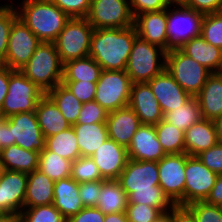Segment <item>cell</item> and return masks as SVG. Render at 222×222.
<instances>
[{"instance_id": "cell-56", "label": "cell", "mask_w": 222, "mask_h": 222, "mask_svg": "<svg viewBox=\"0 0 222 222\" xmlns=\"http://www.w3.org/2000/svg\"><path fill=\"white\" fill-rule=\"evenodd\" d=\"M104 222H128L125 212L105 215Z\"/></svg>"}, {"instance_id": "cell-59", "label": "cell", "mask_w": 222, "mask_h": 222, "mask_svg": "<svg viewBox=\"0 0 222 222\" xmlns=\"http://www.w3.org/2000/svg\"><path fill=\"white\" fill-rule=\"evenodd\" d=\"M154 222H172L171 221V210L163 213L159 218H157Z\"/></svg>"}, {"instance_id": "cell-10", "label": "cell", "mask_w": 222, "mask_h": 222, "mask_svg": "<svg viewBox=\"0 0 222 222\" xmlns=\"http://www.w3.org/2000/svg\"><path fill=\"white\" fill-rule=\"evenodd\" d=\"M202 19L203 14L185 7L181 2H173L168 7L167 19L170 50L179 48L191 38L200 35Z\"/></svg>"}, {"instance_id": "cell-22", "label": "cell", "mask_w": 222, "mask_h": 222, "mask_svg": "<svg viewBox=\"0 0 222 222\" xmlns=\"http://www.w3.org/2000/svg\"><path fill=\"white\" fill-rule=\"evenodd\" d=\"M141 125L139 117L129 106L108 112L106 126L109 139L126 148Z\"/></svg>"}, {"instance_id": "cell-8", "label": "cell", "mask_w": 222, "mask_h": 222, "mask_svg": "<svg viewBox=\"0 0 222 222\" xmlns=\"http://www.w3.org/2000/svg\"><path fill=\"white\" fill-rule=\"evenodd\" d=\"M166 69L173 79L191 96H196L211 72L179 48L166 52Z\"/></svg>"}, {"instance_id": "cell-57", "label": "cell", "mask_w": 222, "mask_h": 222, "mask_svg": "<svg viewBox=\"0 0 222 222\" xmlns=\"http://www.w3.org/2000/svg\"><path fill=\"white\" fill-rule=\"evenodd\" d=\"M213 123L215 126L217 143L222 144V116L214 119Z\"/></svg>"}, {"instance_id": "cell-3", "label": "cell", "mask_w": 222, "mask_h": 222, "mask_svg": "<svg viewBox=\"0 0 222 222\" xmlns=\"http://www.w3.org/2000/svg\"><path fill=\"white\" fill-rule=\"evenodd\" d=\"M18 6V18L41 42H54L70 20L51 0H23Z\"/></svg>"}, {"instance_id": "cell-18", "label": "cell", "mask_w": 222, "mask_h": 222, "mask_svg": "<svg viewBox=\"0 0 222 222\" xmlns=\"http://www.w3.org/2000/svg\"><path fill=\"white\" fill-rule=\"evenodd\" d=\"M147 83L163 114L182 107L192 97L173 79L166 68Z\"/></svg>"}, {"instance_id": "cell-15", "label": "cell", "mask_w": 222, "mask_h": 222, "mask_svg": "<svg viewBox=\"0 0 222 222\" xmlns=\"http://www.w3.org/2000/svg\"><path fill=\"white\" fill-rule=\"evenodd\" d=\"M6 119L10 123L15 145L38 152L46 148V137L42 134L35 112L13 114Z\"/></svg>"}, {"instance_id": "cell-43", "label": "cell", "mask_w": 222, "mask_h": 222, "mask_svg": "<svg viewBox=\"0 0 222 222\" xmlns=\"http://www.w3.org/2000/svg\"><path fill=\"white\" fill-rule=\"evenodd\" d=\"M125 214L128 222H154L163 212L146 204L128 203Z\"/></svg>"}, {"instance_id": "cell-14", "label": "cell", "mask_w": 222, "mask_h": 222, "mask_svg": "<svg viewBox=\"0 0 222 222\" xmlns=\"http://www.w3.org/2000/svg\"><path fill=\"white\" fill-rule=\"evenodd\" d=\"M217 176L197 156L186 154L184 206L195 201H205Z\"/></svg>"}, {"instance_id": "cell-19", "label": "cell", "mask_w": 222, "mask_h": 222, "mask_svg": "<svg viewBox=\"0 0 222 222\" xmlns=\"http://www.w3.org/2000/svg\"><path fill=\"white\" fill-rule=\"evenodd\" d=\"M104 180H118L128 161L127 148L107 139L91 156Z\"/></svg>"}, {"instance_id": "cell-36", "label": "cell", "mask_w": 222, "mask_h": 222, "mask_svg": "<svg viewBox=\"0 0 222 222\" xmlns=\"http://www.w3.org/2000/svg\"><path fill=\"white\" fill-rule=\"evenodd\" d=\"M163 119L185 132L202 119L197 97L192 96L182 107H177L165 113Z\"/></svg>"}, {"instance_id": "cell-49", "label": "cell", "mask_w": 222, "mask_h": 222, "mask_svg": "<svg viewBox=\"0 0 222 222\" xmlns=\"http://www.w3.org/2000/svg\"><path fill=\"white\" fill-rule=\"evenodd\" d=\"M101 187L102 180L79 183V196L84 207H96Z\"/></svg>"}, {"instance_id": "cell-40", "label": "cell", "mask_w": 222, "mask_h": 222, "mask_svg": "<svg viewBox=\"0 0 222 222\" xmlns=\"http://www.w3.org/2000/svg\"><path fill=\"white\" fill-rule=\"evenodd\" d=\"M0 6V64L5 60L11 26L18 18L17 7L12 2Z\"/></svg>"}, {"instance_id": "cell-5", "label": "cell", "mask_w": 222, "mask_h": 222, "mask_svg": "<svg viewBox=\"0 0 222 222\" xmlns=\"http://www.w3.org/2000/svg\"><path fill=\"white\" fill-rule=\"evenodd\" d=\"M165 58L166 51L163 48L137 36L132 45L126 73L133 84L149 82L165 69Z\"/></svg>"}, {"instance_id": "cell-24", "label": "cell", "mask_w": 222, "mask_h": 222, "mask_svg": "<svg viewBox=\"0 0 222 222\" xmlns=\"http://www.w3.org/2000/svg\"><path fill=\"white\" fill-rule=\"evenodd\" d=\"M196 97L202 119L214 120L222 116V72L211 73Z\"/></svg>"}, {"instance_id": "cell-25", "label": "cell", "mask_w": 222, "mask_h": 222, "mask_svg": "<svg viewBox=\"0 0 222 222\" xmlns=\"http://www.w3.org/2000/svg\"><path fill=\"white\" fill-rule=\"evenodd\" d=\"M53 193V205L65 219L77 214L84 208L79 196V183L71 177L56 181Z\"/></svg>"}, {"instance_id": "cell-37", "label": "cell", "mask_w": 222, "mask_h": 222, "mask_svg": "<svg viewBox=\"0 0 222 222\" xmlns=\"http://www.w3.org/2000/svg\"><path fill=\"white\" fill-rule=\"evenodd\" d=\"M157 138L166 155L185 153V132L162 119L154 125Z\"/></svg>"}, {"instance_id": "cell-13", "label": "cell", "mask_w": 222, "mask_h": 222, "mask_svg": "<svg viewBox=\"0 0 222 222\" xmlns=\"http://www.w3.org/2000/svg\"><path fill=\"white\" fill-rule=\"evenodd\" d=\"M41 41L17 18L10 29L7 55L1 63L11 70H20L31 58Z\"/></svg>"}, {"instance_id": "cell-46", "label": "cell", "mask_w": 222, "mask_h": 222, "mask_svg": "<svg viewBox=\"0 0 222 222\" xmlns=\"http://www.w3.org/2000/svg\"><path fill=\"white\" fill-rule=\"evenodd\" d=\"M70 18H86L91 0H51Z\"/></svg>"}, {"instance_id": "cell-55", "label": "cell", "mask_w": 222, "mask_h": 222, "mask_svg": "<svg viewBox=\"0 0 222 222\" xmlns=\"http://www.w3.org/2000/svg\"><path fill=\"white\" fill-rule=\"evenodd\" d=\"M9 85V67L0 64V110L3 106Z\"/></svg>"}, {"instance_id": "cell-2", "label": "cell", "mask_w": 222, "mask_h": 222, "mask_svg": "<svg viewBox=\"0 0 222 222\" xmlns=\"http://www.w3.org/2000/svg\"><path fill=\"white\" fill-rule=\"evenodd\" d=\"M136 37L134 25L128 28L94 29L89 56L102 70L126 71Z\"/></svg>"}, {"instance_id": "cell-34", "label": "cell", "mask_w": 222, "mask_h": 222, "mask_svg": "<svg viewBox=\"0 0 222 222\" xmlns=\"http://www.w3.org/2000/svg\"><path fill=\"white\" fill-rule=\"evenodd\" d=\"M46 148L72 162L81 157L73 127L47 137Z\"/></svg>"}, {"instance_id": "cell-45", "label": "cell", "mask_w": 222, "mask_h": 222, "mask_svg": "<svg viewBox=\"0 0 222 222\" xmlns=\"http://www.w3.org/2000/svg\"><path fill=\"white\" fill-rule=\"evenodd\" d=\"M62 83L83 103L94 101L96 83L90 81H62Z\"/></svg>"}, {"instance_id": "cell-44", "label": "cell", "mask_w": 222, "mask_h": 222, "mask_svg": "<svg viewBox=\"0 0 222 222\" xmlns=\"http://www.w3.org/2000/svg\"><path fill=\"white\" fill-rule=\"evenodd\" d=\"M107 116L108 112L96 101L83 103L76 124L106 123Z\"/></svg>"}, {"instance_id": "cell-17", "label": "cell", "mask_w": 222, "mask_h": 222, "mask_svg": "<svg viewBox=\"0 0 222 222\" xmlns=\"http://www.w3.org/2000/svg\"><path fill=\"white\" fill-rule=\"evenodd\" d=\"M168 8L160 11L146 12L134 17L137 36L141 39L170 50L167 32Z\"/></svg>"}, {"instance_id": "cell-61", "label": "cell", "mask_w": 222, "mask_h": 222, "mask_svg": "<svg viewBox=\"0 0 222 222\" xmlns=\"http://www.w3.org/2000/svg\"><path fill=\"white\" fill-rule=\"evenodd\" d=\"M172 2H181L182 0H171Z\"/></svg>"}, {"instance_id": "cell-32", "label": "cell", "mask_w": 222, "mask_h": 222, "mask_svg": "<svg viewBox=\"0 0 222 222\" xmlns=\"http://www.w3.org/2000/svg\"><path fill=\"white\" fill-rule=\"evenodd\" d=\"M102 68L90 56L74 59L63 64V80L62 81H90L99 80Z\"/></svg>"}, {"instance_id": "cell-38", "label": "cell", "mask_w": 222, "mask_h": 222, "mask_svg": "<svg viewBox=\"0 0 222 222\" xmlns=\"http://www.w3.org/2000/svg\"><path fill=\"white\" fill-rule=\"evenodd\" d=\"M19 218L20 222H66L53 204L24 207L19 213Z\"/></svg>"}, {"instance_id": "cell-47", "label": "cell", "mask_w": 222, "mask_h": 222, "mask_svg": "<svg viewBox=\"0 0 222 222\" xmlns=\"http://www.w3.org/2000/svg\"><path fill=\"white\" fill-rule=\"evenodd\" d=\"M200 161L217 175L222 174V144L216 143L213 147L197 155Z\"/></svg>"}, {"instance_id": "cell-42", "label": "cell", "mask_w": 222, "mask_h": 222, "mask_svg": "<svg viewBox=\"0 0 222 222\" xmlns=\"http://www.w3.org/2000/svg\"><path fill=\"white\" fill-rule=\"evenodd\" d=\"M187 207L193 212L196 222H222L221 206L206 201H195Z\"/></svg>"}, {"instance_id": "cell-27", "label": "cell", "mask_w": 222, "mask_h": 222, "mask_svg": "<svg viewBox=\"0 0 222 222\" xmlns=\"http://www.w3.org/2000/svg\"><path fill=\"white\" fill-rule=\"evenodd\" d=\"M35 113L42 134L46 138L72 127L47 94L37 103Z\"/></svg>"}, {"instance_id": "cell-12", "label": "cell", "mask_w": 222, "mask_h": 222, "mask_svg": "<svg viewBox=\"0 0 222 222\" xmlns=\"http://www.w3.org/2000/svg\"><path fill=\"white\" fill-rule=\"evenodd\" d=\"M186 153L165 155L158 161L159 186L174 205L184 206Z\"/></svg>"}, {"instance_id": "cell-52", "label": "cell", "mask_w": 222, "mask_h": 222, "mask_svg": "<svg viewBox=\"0 0 222 222\" xmlns=\"http://www.w3.org/2000/svg\"><path fill=\"white\" fill-rule=\"evenodd\" d=\"M172 222H196L193 212L183 205H174L171 208Z\"/></svg>"}, {"instance_id": "cell-33", "label": "cell", "mask_w": 222, "mask_h": 222, "mask_svg": "<svg viewBox=\"0 0 222 222\" xmlns=\"http://www.w3.org/2000/svg\"><path fill=\"white\" fill-rule=\"evenodd\" d=\"M46 94L57 105L63 117L71 126L77 123L82 102L63 83L58 84Z\"/></svg>"}, {"instance_id": "cell-6", "label": "cell", "mask_w": 222, "mask_h": 222, "mask_svg": "<svg viewBox=\"0 0 222 222\" xmlns=\"http://www.w3.org/2000/svg\"><path fill=\"white\" fill-rule=\"evenodd\" d=\"M46 93L20 70L9 68V85L0 116L7 118L22 112H35L37 103Z\"/></svg>"}, {"instance_id": "cell-53", "label": "cell", "mask_w": 222, "mask_h": 222, "mask_svg": "<svg viewBox=\"0 0 222 222\" xmlns=\"http://www.w3.org/2000/svg\"><path fill=\"white\" fill-rule=\"evenodd\" d=\"M15 145V140H12V131L10 123L6 118L0 121V151L6 147Z\"/></svg>"}, {"instance_id": "cell-41", "label": "cell", "mask_w": 222, "mask_h": 222, "mask_svg": "<svg viewBox=\"0 0 222 222\" xmlns=\"http://www.w3.org/2000/svg\"><path fill=\"white\" fill-rule=\"evenodd\" d=\"M71 178L78 183L104 180L91 157H80L72 162Z\"/></svg>"}, {"instance_id": "cell-54", "label": "cell", "mask_w": 222, "mask_h": 222, "mask_svg": "<svg viewBox=\"0 0 222 222\" xmlns=\"http://www.w3.org/2000/svg\"><path fill=\"white\" fill-rule=\"evenodd\" d=\"M205 201L218 206L222 205V174L217 176L215 185Z\"/></svg>"}, {"instance_id": "cell-50", "label": "cell", "mask_w": 222, "mask_h": 222, "mask_svg": "<svg viewBox=\"0 0 222 222\" xmlns=\"http://www.w3.org/2000/svg\"><path fill=\"white\" fill-rule=\"evenodd\" d=\"M181 3L203 15L222 11V0H182Z\"/></svg>"}, {"instance_id": "cell-16", "label": "cell", "mask_w": 222, "mask_h": 222, "mask_svg": "<svg viewBox=\"0 0 222 222\" xmlns=\"http://www.w3.org/2000/svg\"><path fill=\"white\" fill-rule=\"evenodd\" d=\"M27 173L4 170L0 177V213L17 214L24 209Z\"/></svg>"}, {"instance_id": "cell-28", "label": "cell", "mask_w": 222, "mask_h": 222, "mask_svg": "<svg viewBox=\"0 0 222 222\" xmlns=\"http://www.w3.org/2000/svg\"><path fill=\"white\" fill-rule=\"evenodd\" d=\"M54 183V181L38 169L27 173L24 207L53 204Z\"/></svg>"}, {"instance_id": "cell-1", "label": "cell", "mask_w": 222, "mask_h": 222, "mask_svg": "<svg viewBox=\"0 0 222 222\" xmlns=\"http://www.w3.org/2000/svg\"><path fill=\"white\" fill-rule=\"evenodd\" d=\"M118 181L129 203L146 204L163 213L174 206L159 186L158 162L128 159Z\"/></svg>"}, {"instance_id": "cell-35", "label": "cell", "mask_w": 222, "mask_h": 222, "mask_svg": "<svg viewBox=\"0 0 222 222\" xmlns=\"http://www.w3.org/2000/svg\"><path fill=\"white\" fill-rule=\"evenodd\" d=\"M72 161H69L45 148L39 152L38 170L47 175L52 181L71 177Z\"/></svg>"}, {"instance_id": "cell-11", "label": "cell", "mask_w": 222, "mask_h": 222, "mask_svg": "<svg viewBox=\"0 0 222 222\" xmlns=\"http://www.w3.org/2000/svg\"><path fill=\"white\" fill-rule=\"evenodd\" d=\"M86 19L94 29L128 28L134 25L128 0H91Z\"/></svg>"}, {"instance_id": "cell-48", "label": "cell", "mask_w": 222, "mask_h": 222, "mask_svg": "<svg viewBox=\"0 0 222 222\" xmlns=\"http://www.w3.org/2000/svg\"><path fill=\"white\" fill-rule=\"evenodd\" d=\"M132 16L153 11L167 9L173 2L171 0H128Z\"/></svg>"}, {"instance_id": "cell-7", "label": "cell", "mask_w": 222, "mask_h": 222, "mask_svg": "<svg viewBox=\"0 0 222 222\" xmlns=\"http://www.w3.org/2000/svg\"><path fill=\"white\" fill-rule=\"evenodd\" d=\"M93 30L86 18H70L54 41L62 64L89 56Z\"/></svg>"}, {"instance_id": "cell-29", "label": "cell", "mask_w": 222, "mask_h": 222, "mask_svg": "<svg viewBox=\"0 0 222 222\" xmlns=\"http://www.w3.org/2000/svg\"><path fill=\"white\" fill-rule=\"evenodd\" d=\"M0 160L4 170L30 173L38 169L39 152L11 145L0 151Z\"/></svg>"}, {"instance_id": "cell-21", "label": "cell", "mask_w": 222, "mask_h": 222, "mask_svg": "<svg viewBox=\"0 0 222 222\" xmlns=\"http://www.w3.org/2000/svg\"><path fill=\"white\" fill-rule=\"evenodd\" d=\"M128 158L138 161L158 162L166 154L157 138L154 125L142 124L127 147Z\"/></svg>"}, {"instance_id": "cell-58", "label": "cell", "mask_w": 222, "mask_h": 222, "mask_svg": "<svg viewBox=\"0 0 222 222\" xmlns=\"http://www.w3.org/2000/svg\"><path fill=\"white\" fill-rule=\"evenodd\" d=\"M0 222H20V218L17 214L0 213Z\"/></svg>"}, {"instance_id": "cell-30", "label": "cell", "mask_w": 222, "mask_h": 222, "mask_svg": "<svg viewBox=\"0 0 222 222\" xmlns=\"http://www.w3.org/2000/svg\"><path fill=\"white\" fill-rule=\"evenodd\" d=\"M72 127L82 157H91L109 138L106 123L74 124Z\"/></svg>"}, {"instance_id": "cell-26", "label": "cell", "mask_w": 222, "mask_h": 222, "mask_svg": "<svg viewBox=\"0 0 222 222\" xmlns=\"http://www.w3.org/2000/svg\"><path fill=\"white\" fill-rule=\"evenodd\" d=\"M185 153L197 156L217 143L213 120L201 119L185 131Z\"/></svg>"}, {"instance_id": "cell-39", "label": "cell", "mask_w": 222, "mask_h": 222, "mask_svg": "<svg viewBox=\"0 0 222 222\" xmlns=\"http://www.w3.org/2000/svg\"><path fill=\"white\" fill-rule=\"evenodd\" d=\"M200 35L222 50V11L203 15Z\"/></svg>"}, {"instance_id": "cell-9", "label": "cell", "mask_w": 222, "mask_h": 222, "mask_svg": "<svg viewBox=\"0 0 222 222\" xmlns=\"http://www.w3.org/2000/svg\"><path fill=\"white\" fill-rule=\"evenodd\" d=\"M132 84L126 71L102 70L96 83L94 101L107 112L126 107Z\"/></svg>"}, {"instance_id": "cell-60", "label": "cell", "mask_w": 222, "mask_h": 222, "mask_svg": "<svg viewBox=\"0 0 222 222\" xmlns=\"http://www.w3.org/2000/svg\"><path fill=\"white\" fill-rule=\"evenodd\" d=\"M3 171H4V169H3V166H2V163H1V160H0V177H1Z\"/></svg>"}, {"instance_id": "cell-51", "label": "cell", "mask_w": 222, "mask_h": 222, "mask_svg": "<svg viewBox=\"0 0 222 222\" xmlns=\"http://www.w3.org/2000/svg\"><path fill=\"white\" fill-rule=\"evenodd\" d=\"M105 215L96 207H84L77 214L66 219V222H104Z\"/></svg>"}, {"instance_id": "cell-20", "label": "cell", "mask_w": 222, "mask_h": 222, "mask_svg": "<svg viewBox=\"0 0 222 222\" xmlns=\"http://www.w3.org/2000/svg\"><path fill=\"white\" fill-rule=\"evenodd\" d=\"M128 106L133 109L142 124L156 125L164 117L160 104L147 82L132 84Z\"/></svg>"}, {"instance_id": "cell-4", "label": "cell", "mask_w": 222, "mask_h": 222, "mask_svg": "<svg viewBox=\"0 0 222 222\" xmlns=\"http://www.w3.org/2000/svg\"><path fill=\"white\" fill-rule=\"evenodd\" d=\"M20 71L45 93L63 80V64L54 42H41Z\"/></svg>"}, {"instance_id": "cell-23", "label": "cell", "mask_w": 222, "mask_h": 222, "mask_svg": "<svg viewBox=\"0 0 222 222\" xmlns=\"http://www.w3.org/2000/svg\"><path fill=\"white\" fill-rule=\"evenodd\" d=\"M179 49L211 73L222 72V50L206 42L201 35L191 38Z\"/></svg>"}, {"instance_id": "cell-31", "label": "cell", "mask_w": 222, "mask_h": 222, "mask_svg": "<svg viewBox=\"0 0 222 222\" xmlns=\"http://www.w3.org/2000/svg\"><path fill=\"white\" fill-rule=\"evenodd\" d=\"M96 208L104 215L125 212L128 206V195L118 180H102L101 193Z\"/></svg>"}]
</instances>
